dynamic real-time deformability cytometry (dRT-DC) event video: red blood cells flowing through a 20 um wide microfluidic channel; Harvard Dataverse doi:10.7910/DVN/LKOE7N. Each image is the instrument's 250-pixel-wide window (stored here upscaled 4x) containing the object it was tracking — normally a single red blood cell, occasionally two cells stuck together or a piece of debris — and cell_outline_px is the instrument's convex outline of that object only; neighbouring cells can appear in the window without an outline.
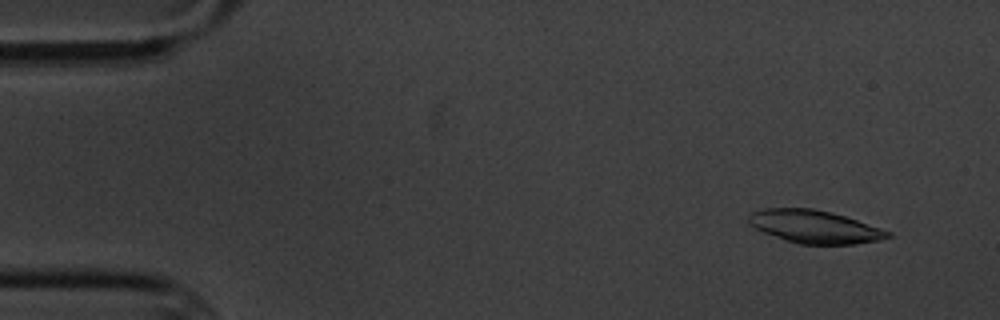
{"species": "common noctule bat (a hibernating species)", "species_latin": "Nyctalus noctula", "temperature_condition": "cold", "stored_images_in_passage": 4, "camera_frame_rate_fps": 3000, "um_per_image_px": 0.085, "animal": {"sex": "male", "body_mass_g": 20.1, "forearm_length_mm": 53.5}, "frame": {"image": 1, "passage_image": 1, "time_ms": 0.0, "image_size_px": [1000, 320], "cell_outline_px": [[892, 236], [876, 240], [856, 244], [800, 244], [764, 232], [748, 224], [748, 216], [752, 212], [764, 208], [812, 208], [832, 212], [892, 232]], "centroid_in_image_um": [69.22, 19.26], "position_along_channel_um": 15.8, "area_um2": 26.36}}
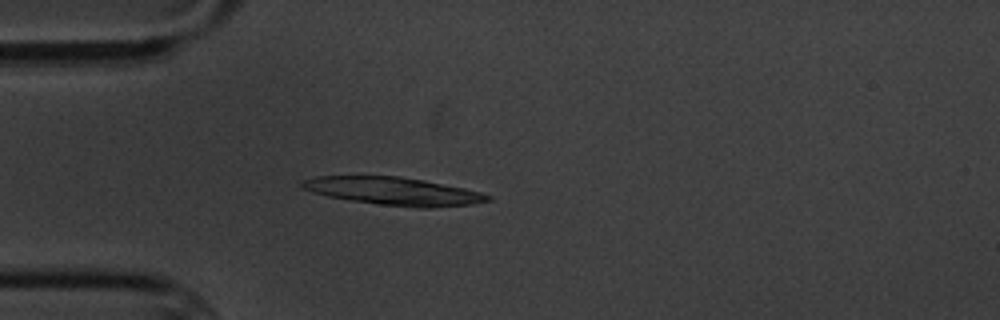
{"frame": {"image": 2, "passage_image": 4, "time_ms": 3.667, "image_size_px": [1000, 320], "cell_outline_px": [[492, 200], [472, 204], [432, 208], [420, 208], [380, 204], [352, 200], [328, 196], [312, 192], [304, 188], [300, 184], [300, 180], [316, 176], [400, 176], [424, 180], [464, 188], [480, 192], [492, 196]], "centroid_in_image_um": [33.47, 16.24], "position_along_channel_um": 51.5, "area_um2": 30.06}}